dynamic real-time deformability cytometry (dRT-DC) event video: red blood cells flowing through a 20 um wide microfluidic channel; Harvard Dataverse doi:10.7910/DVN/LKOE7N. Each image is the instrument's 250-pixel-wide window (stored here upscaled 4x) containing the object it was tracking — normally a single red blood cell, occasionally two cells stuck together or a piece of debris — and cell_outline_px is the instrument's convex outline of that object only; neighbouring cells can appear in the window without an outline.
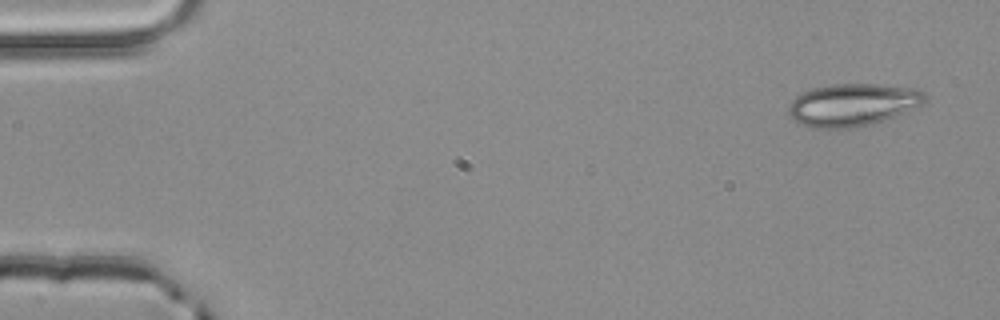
{"species": "common noctule bat (a hibernating species)", "species_latin": "Nyctalus noctula", "temperature_condition": "room temperature", "stored_images_in_passage": 5, "camera_frame_rate_fps": 3000, "um_per_image_px": 0.085, "animal": {"sex": "male", "body_mass_g": 20.4}, "frame": {"image": 1, "passage_image": 1, "time_ms": 0.0, "image_size_px": [1000, 320], "cell_outline_px": [[928, 100], [924, 104], [896, 116], [872, 124], [856, 128], [812, 128], [800, 124], [788, 116], [788, 104], [796, 96], [812, 88], [832, 84], [872, 84], [916, 88], [924, 92]], "centroid_in_image_um": [72.48, 8.92], "position_along_channel_um": 12.5, "area_um2": 34.16}}
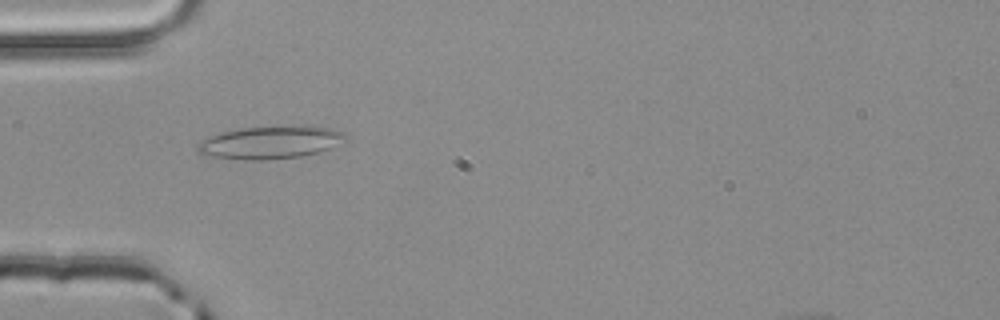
{"frame": {"image": 2, "passage_image": 4, "time_ms": 1.0, "image_size_px": [1000, 320], "cell_outline_px": [[348, 136], [332, 148], [320, 152], [304, 156], [268, 160], [248, 160], [216, 156], [200, 152], [196, 148], [196, 144], [208, 136], [220, 132], [244, 128], [292, 124], [308, 124], [348, 132]], "centroid_in_image_um": [23.08, 12.07], "position_along_channel_um": 61.9, "area_um2": 28.78}}
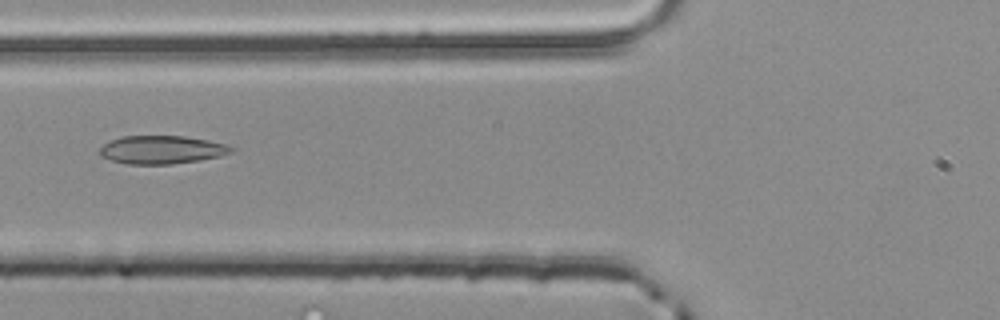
{"frame": {"image": 3, "passage_image": 5, "time_ms": 1.333, "image_size_px": [1000, 320], "cell_outline_px": [[236, 148], [232, 152], [220, 156], [200, 160], [172, 164], [128, 164], [112, 160], [100, 156], [100, 148], [104, 144], [120, 136], [184, 136], [208, 140], [224, 144]], "centroid_in_image_um": [13.76, 12.73], "position_along_channel_um": 112.0, "area_um2": 21.56}}